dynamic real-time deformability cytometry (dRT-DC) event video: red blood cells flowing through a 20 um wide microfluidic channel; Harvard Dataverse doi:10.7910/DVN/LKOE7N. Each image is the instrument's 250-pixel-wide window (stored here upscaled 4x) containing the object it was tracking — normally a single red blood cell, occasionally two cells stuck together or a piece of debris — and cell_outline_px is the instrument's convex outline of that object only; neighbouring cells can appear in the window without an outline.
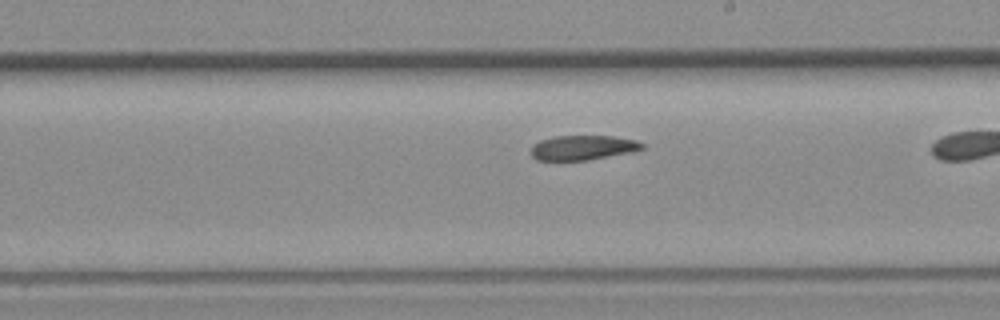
{"species": "common noctule bat (a hibernating species)", "species_latin": "Nyctalus noctula", "temperature_condition": "room temperature", "stored_images_in_passage": 23, "camera_frame_rate_fps": 3000, "um_per_image_px": 0.085, "animal": {"sex": "female", "body_mass_g": 19.3, "forearm_length_mm": 54.1}, "frame": {"image": 1, "passage_image": 14, "time_ms": 4.333, "image_size_px": [1000, 320], "cell_outline_px": [[644, 148], [632, 152], [584, 160], [536, 160], [532, 156], [532, 144], [540, 140], [556, 136], [612, 136], [636, 140], [644, 144]], "centroid_in_image_um": [49.53, 12.54], "position_along_channel_um": 239.5, "area_um2": 15.84}}